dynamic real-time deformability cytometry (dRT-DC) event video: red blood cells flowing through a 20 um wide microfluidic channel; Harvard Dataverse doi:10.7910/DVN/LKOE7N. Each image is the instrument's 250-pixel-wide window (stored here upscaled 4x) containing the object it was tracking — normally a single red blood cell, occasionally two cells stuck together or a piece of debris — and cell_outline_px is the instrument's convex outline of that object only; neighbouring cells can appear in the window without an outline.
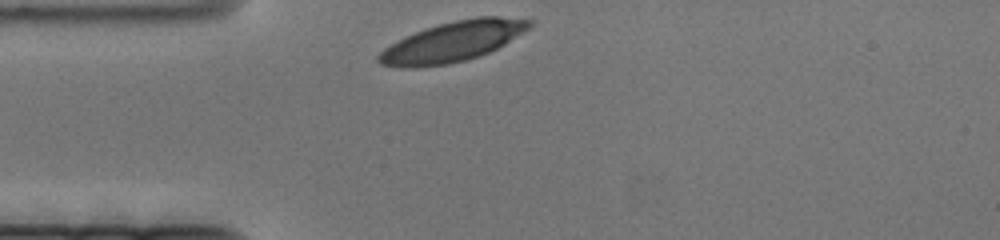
{"species": "human", "species_latin": "Homo sapiens", "temperature_condition": "cold", "stored_images_in_passage": 45, "camera_frame_rate_fps": 3000, "um_per_image_px": 0.085, "donor": {"sex": "female"}, "frame": {"image": 1, "passage_image": 1, "time_ms": 0.0, "image_size_px": [1000, 240], "cell_outline_px": [[536, 20], [528, 28], [504, 44], [480, 56], [448, 64], [416, 68], [404, 68], [380, 64], [376, 60], [376, 56], [384, 48], [416, 32], [440, 24], [456, 20], [476, 16], [496, 16]], "centroid_in_image_um": [38.47, 3.55], "position_along_channel_um": 46.5, "area_um2": 34.8}}
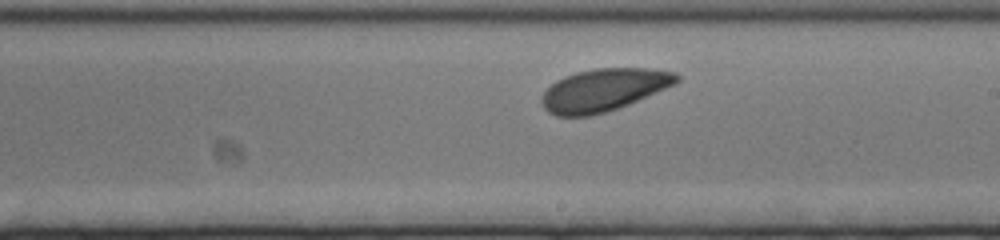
{"frame": {"image": 2, "passage_image": 26, "time_ms": 8.333, "image_size_px": [1000, 240], "cell_outline_px": [[680, 80], [676, 84], [628, 104], [592, 116], [556, 116], [548, 112], [544, 108], [540, 100], [540, 96], [556, 80], [564, 76], [576, 72], [596, 68], [648, 68], [676, 72], [680, 76]], "centroid_in_image_um": [51.31, 7.64], "position_along_channel_um": 237.7, "area_um2": 33.47}}
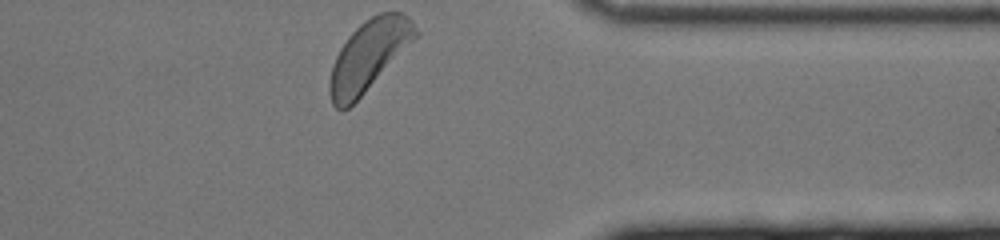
{"frame": {"image": 3, "passage_image": 45, "time_ms": 14.667, "image_size_px": [1000, 240], "cell_outline_px": [[420, 32], [364, 92], [348, 108], [340, 112], [332, 104], [328, 92], [328, 84], [332, 64], [340, 48], [348, 36], [360, 24], [372, 16], [380, 12], [404, 12], [412, 20]], "centroid_in_image_um": [31.3, 4.71], "position_along_channel_um": 380.1, "area_um2": 34.62}}